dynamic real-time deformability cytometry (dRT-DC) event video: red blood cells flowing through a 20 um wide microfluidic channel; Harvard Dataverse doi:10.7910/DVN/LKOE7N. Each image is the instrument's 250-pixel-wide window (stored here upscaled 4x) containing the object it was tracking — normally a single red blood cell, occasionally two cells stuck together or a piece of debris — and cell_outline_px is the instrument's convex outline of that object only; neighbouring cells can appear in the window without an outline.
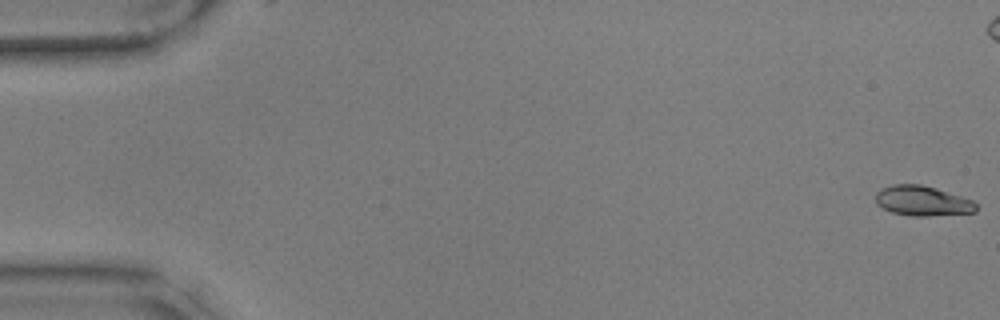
{"species": "common noctule bat (a hibernating species)", "species_latin": "Nyctalus noctula", "temperature_condition": "warm", "stored_images_in_passage": 58, "camera_frame_rate_fps": 3000, "um_per_image_px": 0.085, "animal": {"sex": "male", "body_mass_g": 17.9, "forearm_length_mm": 54.2}, "frame": {"image": 1, "passage_image": 1, "time_ms": 0.0, "image_size_px": [1000, 320], "cell_outline_px": [[976, 212], [928, 216], [908, 216], [892, 212], [876, 204], [876, 192], [880, 188], [892, 184], [920, 184], [936, 188], [972, 200], [976, 204]], "centroid_in_image_um": [78.37, 17.07], "position_along_channel_um": 6.6, "area_um2": 17.57}}
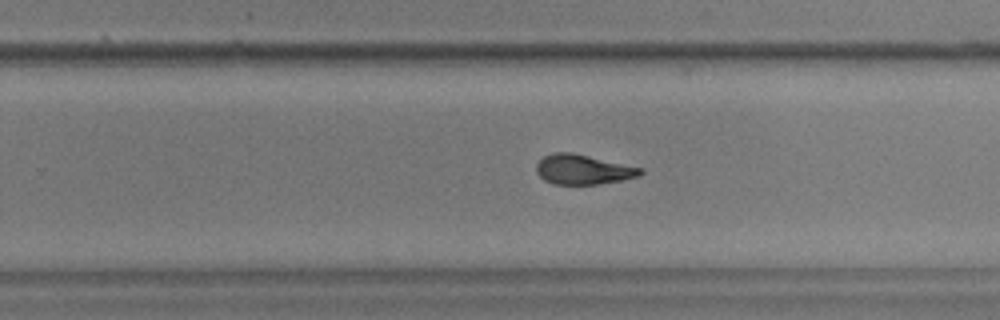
{"frame": {"image": 2, "passage_image": 37, "time_ms": 12.0, "image_size_px": [1000, 320], "cell_outline_px": [[644, 172], [640, 176], [620, 180], [596, 184], [552, 184], [544, 180], [536, 172], [536, 164], [544, 156], [552, 152], [572, 152], [640, 168]], "centroid_in_image_um": [49.5, 14.4], "position_along_channel_um": 280.3, "area_um2": 17.86}}
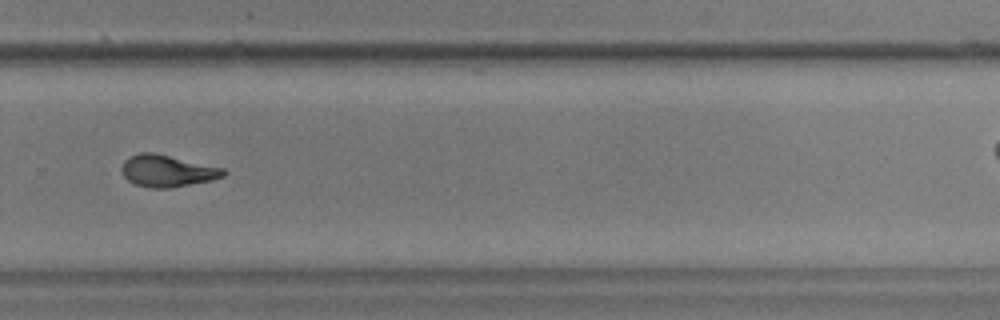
{"frame": {"image": 3, "passage_image": 40, "time_ms": 13.0, "image_size_px": [1000, 320], "cell_outline_px": [[228, 172], [224, 176], [212, 180], [168, 188], [152, 188], [136, 184], [128, 180], [124, 176], [120, 168], [124, 160], [128, 156], [140, 152], [152, 152], [224, 168]], "centroid_in_image_um": [14.2, 14.52], "position_along_channel_um": 315.6, "area_um2": 18.84}, "authors_computed_cell_mechanics": {"area_um2": 18.6694, "velocity_mm_per_s": 3.5413, "shape_relaxation_time_tau1_ms": 7.0695, "shape_relaxation_time_tau2_ms": 2.4151, "deformation_change_tau1": 0.1796, "deformation_change_tau2": 0.0953}}